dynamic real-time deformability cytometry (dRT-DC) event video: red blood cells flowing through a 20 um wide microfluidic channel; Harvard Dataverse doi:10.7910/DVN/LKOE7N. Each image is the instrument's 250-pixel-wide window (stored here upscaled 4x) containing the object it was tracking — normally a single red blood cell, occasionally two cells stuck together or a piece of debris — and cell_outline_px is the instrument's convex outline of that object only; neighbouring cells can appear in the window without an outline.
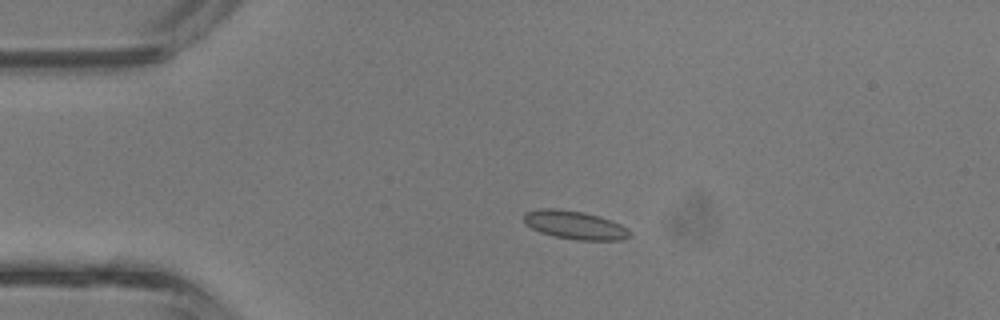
{"species": "common noctule bat (a hibernating species)", "species_latin": "Nyctalus noctula", "temperature_condition": "room temperature", "stored_images_in_passage": 4, "camera_frame_rate_fps": 3000, "um_per_image_px": 0.085, "animal": {"sex": "male", "body_mass_g": 13.3}, "frame": {"image": 1, "passage_image": 3, "time_ms": 0.667, "image_size_px": [1000, 320], "cell_outline_px": [[628, 236], [624, 240], [576, 240], [552, 236], [540, 232], [532, 228], [524, 220], [524, 212], [540, 208], [556, 208], [584, 212], [600, 216], [620, 224], [628, 228]], "centroid_in_image_um": [48.84, 19.12], "position_along_channel_um": 36.2, "area_um2": 17.51}}